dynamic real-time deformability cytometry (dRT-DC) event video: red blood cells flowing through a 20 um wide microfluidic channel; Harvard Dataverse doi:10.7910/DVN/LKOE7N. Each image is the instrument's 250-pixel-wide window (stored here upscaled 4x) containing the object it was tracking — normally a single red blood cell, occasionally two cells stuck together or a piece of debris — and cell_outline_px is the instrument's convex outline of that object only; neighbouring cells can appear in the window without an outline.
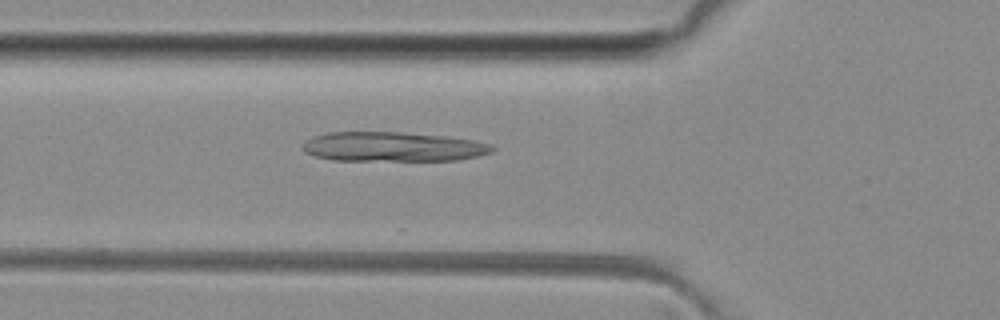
{"species": "common noctule bat (a hibernating species)", "species_latin": "Nyctalus noctula", "temperature_condition": "room temperature", "stored_images_in_passage": 22, "camera_frame_rate_fps": 3000, "um_per_image_px": 0.085, "animal": {"sex": "female", "body_mass_g": 29.2, "forearm_length_mm": 56.3}, "frame": {"image": 1, "passage_image": 18, "time_ms": 5.667, "image_size_px": [1000, 320], "cell_outline_px": [[496, 148], [492, 152], [476, 156], [456, 160], [332, 160], [316, 156], [304, 152], [300, 144], [304, 140], [312, 136], [328, 132], [400, 132], [448, 136], [472, 140], [492, 144]], "centroid_in_image_um": [33.35, 12.46], "position_along_channel_um": 92.4, "area_um2": 32.83}}
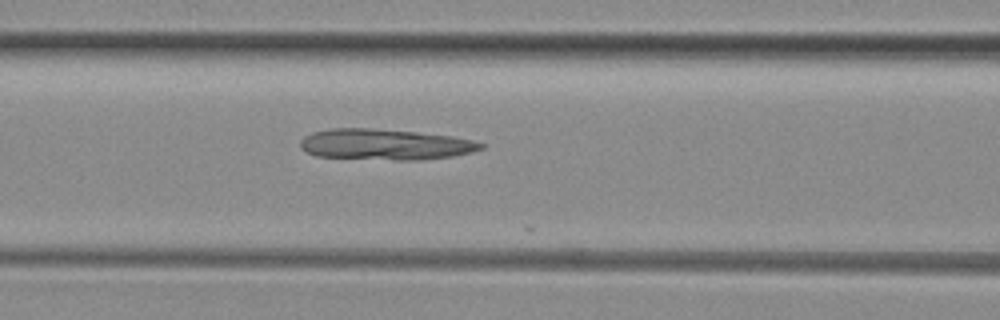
{"frame": {"image": 2, "passage_image": 21, "time_ms": 6.667, "image_size_px": [1000, 320], "cell_outline_px": [[484, 148], [472, 152], [452, 156], [420, 160], [396, 160], [316, 156], [300, 148], [300, 140], [304, 136], [312, 132], [332, 128], [368, 128], [416, 132], [452, 136], [472, 140], [484, 144]], "centroid_in_image_um": [32.72, 12.28], "position_along_channel_um": 133.9, "area_um2": 32.43}}